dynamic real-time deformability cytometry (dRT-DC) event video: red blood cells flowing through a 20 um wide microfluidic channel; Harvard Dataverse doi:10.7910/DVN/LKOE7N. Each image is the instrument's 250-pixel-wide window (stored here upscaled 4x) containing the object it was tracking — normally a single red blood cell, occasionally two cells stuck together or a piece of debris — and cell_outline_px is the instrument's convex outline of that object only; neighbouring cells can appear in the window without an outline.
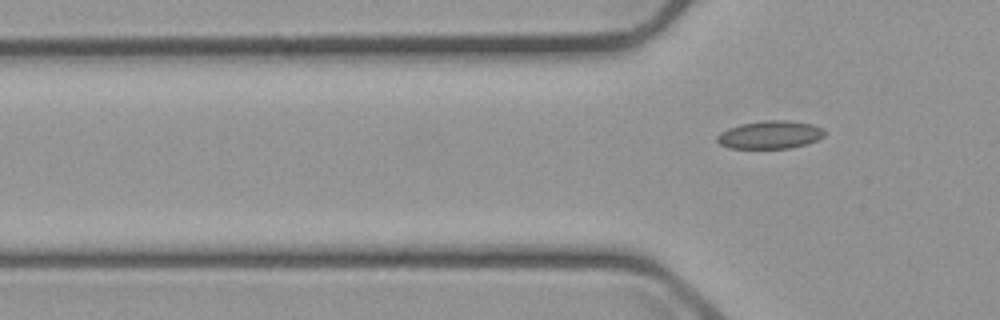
{"species": "common noctule bat (a hibernating species)", "species_latin": "Nyctalus noctula", "temperature_condition": "cold", "stored_images_in_passage": 5, "segment_of_instrument_passage": [2, 2], "camera_frame_rate_fps": 3000, "um_per_image_px": 0.085, "animal": {"sex": "male", "body_mass_g": 23.1, "forearm_length_mm": 52.7}, "frame": {"image": 1, "passage_image": 5, "time_ms": 6.333, "image_size_px": [1000, 320], "cell_outline_px": [[824, 136], [816, 140], [804, 144], [788, 148], [728, 148], [720, 144], [716, 140], [716, 136], [720, 132], [728, 128], [740, 124], [764, 120], [788, 120], [812, 124], [824, 128]], "centroid_in_image_um": [65.43, 11.44], "position_along_channel_um": 60.4, "area_um2": 17.51}}